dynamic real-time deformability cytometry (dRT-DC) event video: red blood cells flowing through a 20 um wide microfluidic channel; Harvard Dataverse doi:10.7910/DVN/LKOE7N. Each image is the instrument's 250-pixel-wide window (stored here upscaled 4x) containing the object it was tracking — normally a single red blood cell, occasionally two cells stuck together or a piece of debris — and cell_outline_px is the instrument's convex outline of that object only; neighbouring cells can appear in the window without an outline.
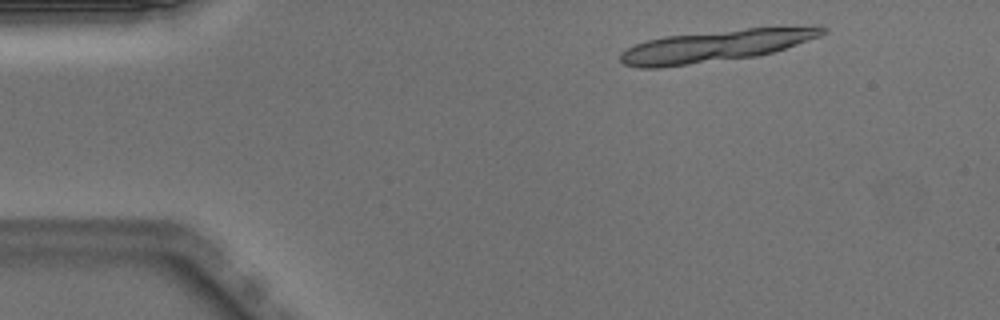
{"species": "Egyptian fruit bat (a non-hibernating species)", "species_latin": "Rousettus aegyptiacus", "temperature_condition": "warm", "stored_images_in_passage": 13, "camera_frame_rate_fps": 3000, "um_per_image_px": 0.085, "animal": {"sex": "male"}, "frame": {"image": 1, "passage_image": 1, "time_ms": 0.0, "image_size_px": [1000, 320], "cell_outline_px": [[828, 32], [820, 36], [772, 52], [756, 56], [660, 68], [636, 68], [624, 64], [620, 60], [620, 52], [636, 44], [648, 40], [664, 36], [748, 28], [812, 24], [820, 24], [828, 28]], "centroid_in_image_um": [60.92, 3.87], "position_along_channel_um": 24.1, "area_um2": 37.86}}